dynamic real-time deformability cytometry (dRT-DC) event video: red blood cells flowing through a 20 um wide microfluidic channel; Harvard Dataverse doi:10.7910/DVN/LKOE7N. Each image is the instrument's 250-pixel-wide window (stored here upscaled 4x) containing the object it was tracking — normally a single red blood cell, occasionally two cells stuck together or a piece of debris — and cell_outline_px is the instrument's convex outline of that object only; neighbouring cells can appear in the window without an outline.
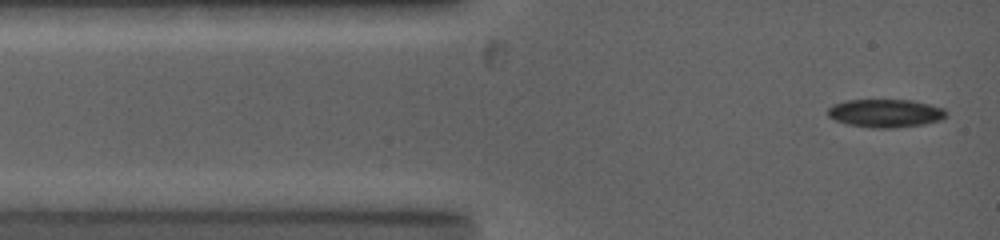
{"species": "common noctule bat (a hibernating species)", "species_latin": "Nyctalus noctula", "temperature_condition": "warm", "stored_images_in_passage": 7, "camera_frame_rate_fps": 5000, "um_per_image_px": 0.085, "animal": {"sex": "female", "body_mass_g": 19.0, "forearm_length_mm": 53.3}, "frame": {"image": 1, "passage_image": 1, "time_ms": 0.0, "image_size_px": [1000, 240], "cell_outline_px": [[948, 116], [940, 120], [924, 124], [892, 128], [872, 128], [848, 124], [836, 120], [828, 116], [828, 108], [832, 104], [848, 100], [912, 100], [944, 108], [948, 112]], "centroid_in_image_um": [75.29, 9.62], "position_along_channel_um": 9.7, "area_um2": 19.48}}